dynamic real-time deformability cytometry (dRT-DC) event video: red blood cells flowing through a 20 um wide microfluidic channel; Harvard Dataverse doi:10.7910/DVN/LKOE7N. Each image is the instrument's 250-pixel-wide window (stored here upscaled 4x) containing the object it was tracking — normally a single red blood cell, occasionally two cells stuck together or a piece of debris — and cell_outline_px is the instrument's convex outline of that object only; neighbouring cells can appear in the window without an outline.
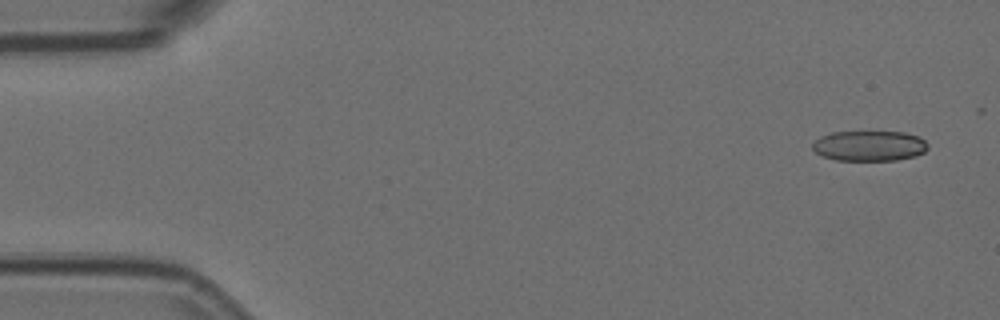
{"species": "Egyptian fruit bat (a non-hibernating species)", "species_latin": "Rousettus aegyptiacus", "temperature_condition": "room temperature", "stored_images_in_passage": 5, "camera_frame_rate_fps": 3000, "um_per_image_px": 0.085, "animal": {"sex": "female"}, "frame": {"image": 1, "passage_image": 1, "time_ms": 0.0, "image_size_px": [1000, 320], "cell_outline_px": [[928, 148], [924, 152], [916, 156], [896, 160], [836, 160], [824, 156], [816, 152], [812, 148], [812, 144], [820, 136], [832, 132], [904, 132], [920, 136], [928, 144]], "centroid_in_image_um": [73.92, 12.39], "position_along_channel_um": 11.1, "area_um2": 20.4}}
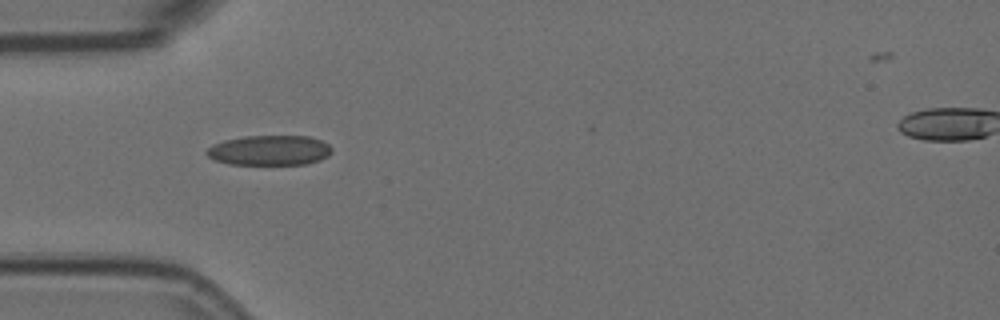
{"frame": {"image": 2, "passage_image": 5, "time_ms": 1.333, "image_size_px": [1000, 320], "cell_outline_px": [[332, 152], [328, 156], [320, 160], [308, 164], [228, 164], [212, 160], [204, 152], [212, 144], [224, 140], [244, 136], [308, 136], [320, 140], [328, 144], [332, 148]], "centroid_in_image_um": [22.88, 12.78], "position_along_channel_um": 62.1, "area_um2": 22.08}}